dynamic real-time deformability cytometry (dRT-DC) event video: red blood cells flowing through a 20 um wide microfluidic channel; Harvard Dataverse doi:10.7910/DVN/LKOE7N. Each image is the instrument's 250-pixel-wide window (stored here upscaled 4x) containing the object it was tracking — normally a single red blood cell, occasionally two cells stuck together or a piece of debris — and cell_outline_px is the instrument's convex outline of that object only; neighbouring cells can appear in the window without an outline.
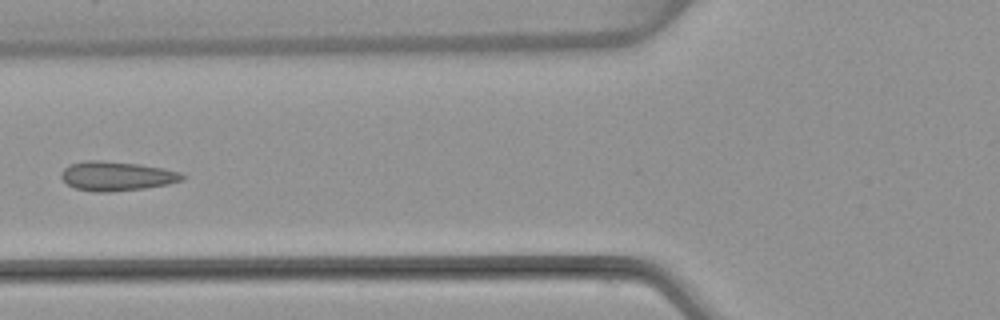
{"species": "common noctule bat (a hibernating species)", "species_latin": "Nyctalus noctula", "temperature_condition": "warm", "stored_images_in_passage": 6, "camera_frame_rate_fps": 3000, "um_per_image_px": 0.085, "animal": {"sex": "female", "body_mass_g": 22.7, "forearm_length_mm": 54.2}, "frame": {"image": 1, "passage_image": 6, "time_ms": 6.667, "image_size_px": [1000, 320], "cell_outline_px": [[184, 180], [168, 184], [144, 188], [108, 192], [96, 192], [76, 188], [68, 184], [60, 176], [60, 172], [68, 164], [84, 160], [104, 160], [140, 164], [164, 168], [180, 172], [184, 176]], "centroid_in_image_um": [9.9, 14.95], "position_along_channel_um": 115.9, "area_um2": 20.81}}